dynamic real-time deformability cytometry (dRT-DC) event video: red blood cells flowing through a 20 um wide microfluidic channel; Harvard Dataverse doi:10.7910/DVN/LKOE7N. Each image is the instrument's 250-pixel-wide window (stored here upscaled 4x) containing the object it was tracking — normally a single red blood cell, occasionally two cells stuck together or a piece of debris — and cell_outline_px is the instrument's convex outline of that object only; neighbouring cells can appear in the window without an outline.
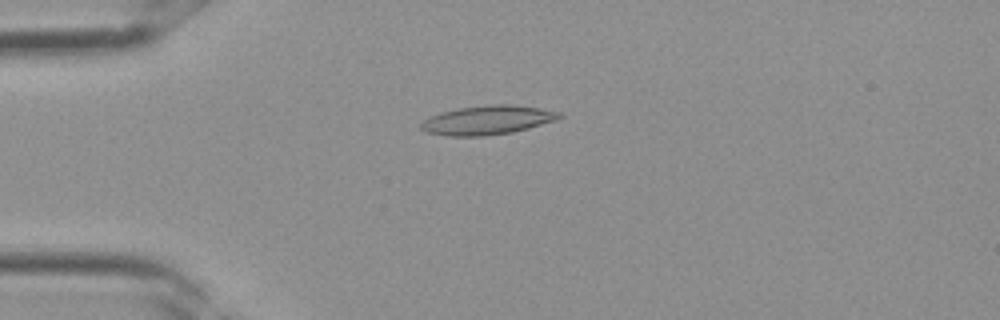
{"species": "Egyptian fruit bat (a non-hibernating species)", "species_latin": "Rousettus aegyptiacus", "temperature_condition": "room temperature", "stored_images_in_passage": 3, "camera_frame_rate_fps": 3000, "um_per_image_px": 0.085, "frame": {"image": 1, "passage_image": 3, "time_ms": 0.667, "image_size_px": [1000, 320], "cell_outline_px": [[564, 116], [556, 120], [528, 128], [512, 132], [484, 136], [448, 136], [428, 132], [420, 128], [420, 124], [424, 120], [432, 116], [444, 112], [460, 108], [492, 104], [512, 104], [540, 108], [560, 112]], "centroid_in_image_um": [41.48, 10.21], "position_along_channel_um": 43.5, "area_um2": 23.18}}